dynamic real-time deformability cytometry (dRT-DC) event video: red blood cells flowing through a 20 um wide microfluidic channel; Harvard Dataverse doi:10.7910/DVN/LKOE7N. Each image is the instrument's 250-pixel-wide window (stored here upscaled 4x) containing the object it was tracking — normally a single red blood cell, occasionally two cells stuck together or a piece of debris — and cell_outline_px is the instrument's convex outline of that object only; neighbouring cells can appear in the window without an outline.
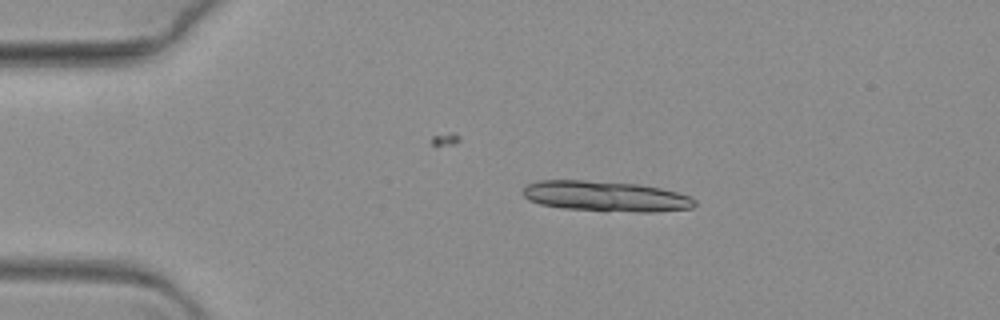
{"species": "common noctule bat (a hibernating species)", "species_latin": "Nyctalus noctula", "temperature_condition": "warm", "stored_images_in_passage": 9, "camera_frame_rate_fps": 3000, "um_per_image_px": 0.085, "animal": {"sex": "female", "body_mass_g": 19.3, "forearm_length_mm": 54.1}, "frame": {"image": 1, "passage_image": 1, "time_ms": 0.0, "image_size_px": [1000, 320], "cell_outline_px": [[696, 204], [692, 208], [656, 212], [604, 212], [564, 208], [540, 204], [528, 200], [524, 196], [524, 188], [528, 184], [540, 180], [584, 180], [640, 184], [660, 188], [692, 196], [696, 200]], "centroid_in_image_um": [51.52, 16.7], "position_along_channel_um": 33.5, "area_um2": 30.87}}